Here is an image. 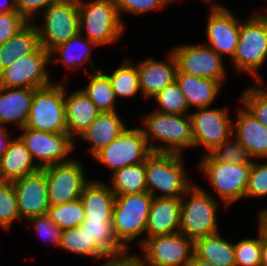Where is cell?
Instances as JSON below:
<instances>
[{"instance_id": "cell-1", "label": "cell", "mask_w": 267, "mask_h": 266, "mask_svg": "<svg viewBox=\"0 0 267 266\" xmlns=\"http://www.w3.org/2000/svg\"><path fill=\"white\" fill-rule=\"evenodd\" d=\"M141 122L143 126L140 128L153 152L184 155L188 148H194L189 114H164L151 110ZM154 140L161 144H152L156 143Z\"/></svg>"}, {"instance_id": "cell-2", "label": "cell", "mask_w": 267, "mask_h": 266, "mask_svg": "<svg viewBox=\"0 0 267 266\" xmlns=\"http://www.w3.org/2000/svg\"><path fill=\"white\" fill-rule=\"evenodd\" d=\"M182 154L153 152L145 161L146 186L152 197L182 198L195 183Z\"/></svg>"}, {"instance_id": "cell-3", "label": "cell", "mask_w": 267, "mask_h": 266, "mask_svg": "<svg viewBox=\"0 0 267 266\" xmlns=\"http://www.w3.org/2000/svg\"><path fill=\"white\" fill-rule=\"evenodd\" d=\"M78 10L79 33L98 47L115 45L125 34L126 23L114 0H78Z\"/></svg>"}, {"instance_id": "cell-4", "label": "cell", "mask_w": 267, "mask_h": 266, "mask_svg": "<svg viewBox=\"0 0 267 266\" xmlns=\"http://www.w3.org/2000/svg\"><path fill=\"white\" fill-rule=\"evenodd\" d=\"M230 61L235 73L251 74L255 81H263L258 70L267 61L266 15L253 12L251 16L241 20L239 41Z\"/></svg>"}, {"instance_id": "cell-5", "label": "cell", "mask_w": 267, "mask_h": 266, "mask_svg": "<svg viewBox=\"0 0 267 266\" xmlns=\"http://www.w3.org/2000/svg\"><path fill=\"white\" fill-rule=\"evenodd\" d=\"M219 202L217 197L195 182L181 198L180 233L195 240L219 232Z\"/></svg>"}, {"instance_id": "cell-6", "label": "cell", "mask_w": 267, "mask_h": 266, "mask_svg": "<svg viewBox=\"0 0 267 266\" xmlns=\"http://www.w3.org/2000/svg\"><path fill=\"white\" fill-rule=\"evenodd\" d=\"M152 199L148 192L115 197L112 226L115 236L127 250L131 241L138 239L136 243L140 246L146 238V225Z\"/></svg>"}, {"instance_id": "cell-7", "label": "cell", "mask_w": 267, "mask_h": 266, "mask_svg": "<svg viewBox=\"0 0 267 266\" xmlns=\"http://www.w3.org/2000/svg\"><path fill=\"white\" fill-rule=\"evenodd\" d=\"M25 127L50 133H68L65 116V81L35 89Z\"/></svg>"}, {"instance_id": "cell-8", "label": "cell", "mask_w": 267, "mask_h": 266, "mask_svg": "<svg viewBox=\"0 0 267 266\" xmlns=\"http://www.w3.org/2000/svg\"><path fill=\"white\" fill-rule=\"evenodd\" d=\"M202 156L198 168L223 205L227 207L245 199L251 164L225 163L214 160L209 154Z\"/></svg>"}, {"instance_id": "cell-9", "label": "cell", "mask_w": 267, "mask_h": 266, "mask_svg": "<svg viewBox=\"0 0 267 266\" xmlns=\"http://www.w3.org/2000/svg\"><path fill=\"white\" fill-rule=\"evenodd\" d=\"M40 15L42 23L36 24L39 41L49 53L79 33L78 0H58Z\"/></svg>"}, {"instance_id": "cell-10", "label": "cell", "mask_w": 267, "mask_h": 266, "mask_svg": "<svg viewBox=\"0 0 267 266\" xmlns=\"http://www.w3.org/2000/svg\"><path fill=\"white\" fill-rule=\"evenodd\" d=\"M152 153L143 130L140 127H128L98 151L93 160L104 164L113 173L123 167L145 162Z\"/></svg>"}, {"instance_id": "cell-11", "label": "cell", "mask_w": 267, "mask_h": 266, "mask_svg": "<svg viewBox=\"0 0 267 266\" xmlns=\"http://www.w3.org/2000/svg\"><path fill=\"white\" fill-rule=\"evenodd\" d=\"M20 131L18 137L40 169L72 159L68 156L76 149V141L68 133H50L27 127Z\"/></svg>"}, {"instance_id": "cell-12", "label": "cell", "mask_w": 267, "mask_h": 266, "mask_svg": "<svg viewBox=\"0 0 267 266\" xmlns=\"http://www.w3.org/2000/svg\"><path fill=\"white\" fill-rule=\"evenodd\" d=\"M50 53L41 45L32 53L17 58L9 67L0 72V86L8 88L37 89L51 81L48 67Z\"/></svg>"}, {"instance_id": "cell-13", "label": "cell", "mask_w": 267, "mask_h": 266, "mask_svg": "<svg viewBox=\"0 0 267 266\" xmlns=\"http://www.w3.org/2000/svg\"><path fill=\"white\" fill-rule=\"evenodd\" d=\"M43 169L50 206L79 199L85 185L91 180L87 177L83 164L75 158Z\"/></svg>"}, {"instance_id": "cell-14", "label": "cell", "mask_w": 267, "mask_h": 266, "mask_svg": "<svg viewBox=\"0 0 267 266\" xmlns=\"http://www.w3.org/2000/svg\"><path fill=\"white\" fill-rule=\"evenodd\" d=\"M211 107L196 108L194 112H189L194 148L201 146L206 150L203 154H208L228 140L233 131V119L228 109Z\"/></svg>"}, {"instance_id": "cell-15", "label": "cell", "mask_w": 267, "mask_h": 266, "mask_svg": "<svg viewBox=\"0 0 267 266\" xmlns=\"http://www.w3.org/2000/svg\"><path fill=\"white\" fill-rule=\"evenodd\" d=\"M177 63V72L220 81L227 79L225 60L208 45L183 44L170 49Z\"/></svg>"}, {"instance_id": "cell-16", "label": "cell", "mask_w": 267, "mask_h": 266, "mask_svg": "<svg viewBox=\"0 0 267 266\" xmlns=\"http://www.w3.org/2000/svg\"><path fill=\"white\" fill-rule=\"evenodd\" d=\"M140 247L146 266H188L194 254L193 240L180 232L145 238Z\"/></svg>"}, {"instance_id": "cell-17", "label": "cell", "mask_w": 267, "mask_h": 266, "mask_svg": "<svg viewBox=\"0 0 267 266\" xmlns=\"http://www.w3.org/2000/svg\"><path fill=\"white\" fill-rule=\"evenodd\" d=\"M208 12L203 43L223 58L228 56L231 60L239 41L241 20L227 6L210 7Z\"/></svg>"}, {"instance_id": "cell-18", "label": "cell", "mask_w": 267, "mask_h": 266, "mask_svg": "<svg viewBox=\"0 0 267 266\" xmlns=\"http://www.w3.org/2000/svg\"><path fill=\"white\" fill-rule=\"evenodd\" d=\"M12 184L17 197L20 221L47 214L50 205L43 168L13 181Z\"/></svg>"}, {"instance_id": "cell-19", "label": "cell", "mask_w": 267, "mask_h": 266, "mask_svg": "<svg viewBox=\"0 0 267 266\" xmlns=\"http://www.w3.org/2000/svg\"><path fill=\"white\" fill-rule=\"evenodd\" d=\"M235 113L232 135L253 160H267V128L242 104Z\"/></svg>"}, {"instance_id": "cell-20", "label": "cell", "mask_w": 267, "mask_h": 266, "mask_svg": "<svg viewBox=\"0 0 267 266\" xmlns=\"http://www.w3.org/2000/svg\"><path fill=\"white\" fill-rule=\"evenodd\" d=\"M165 61L154 57L137 64L139 85L143 98H152L176 80L177 63L171 50Z\"/></svg>"}, {"instance_id": "cell-21", "label": "cell", "mask_w": 267, "mask_h": 266, "mask_svg": "<svg viewBox=\"0 0 267 266\" xmlns=\"http://www.w3.org/2000/svg\"><path fill=\"white\" fill-rule=\"evenodd\" d=\"M181 198L153 197L148 213L146 238L180 232Z\"/></svg>"}, {"instance_id": "cell-22", "label": "cell", "mask_w": 267, "mask_h": 266, "mask_svg": "<svg viewBox=\"0 0 267 266\" xmlns=\"http://www.w3.org/2000/svg\"><path fill=\"white\" fill-rule=\"evenodd\" d=\"M65 84V116L68 134L77 138L97 118L100 111L91 99L81 90L68 91Z\"/></svg>"}, {"instance_id": "cell-23", "label": "cell", "mask_w": 267, "mask_h": 266, "mask_svg": "<svg viewBox=\"0 0 267 266\" xmlns=\"http://www.w3.org/2000/svg\"><path fill=\"white\" fill-rule=\"evenodd\" d=\"M35 89L0 86V125L16 124L18 130L25 127Z\"/></svg>"}, {"instance_id": "cell-24", "label": "cell", "mask_w": 267, "mask_h": 266, "mask_svg": "<svg viewBox=\"0 0 267 266\" xmlns=\"http://www.w3.org/2000/svg\"><path fill=\"white\" fill-rule=\"evenodd\" d=\"M119 116L117 111L100 112L79 137L90 145L88 152L92 157L129 127Z\"/></svg>"}, {"instance_id": "cell-25", "label": "cell", "mask_w": 267, "mask_h": 266, "mask_svg": "<svg viewBox=\"0 0 267 266\" xmlns=\"http://www.w3.org/2000/svg\"><path fill=\"white\" fill-rule=\"evenodd\" d=\"M115 197L109 184L91 178L80 196L85 210L84 220H112Z\"/></svg>"}, {"instance_id": "cell-26", "label": "cell", "mask_w": 267, "mask_h": 266, "mask_svg": "<svg viewBox=\"0 0 267 266\" xmlns=\"http://www.w3.org/2000/svg\"><path fill=\"white\" fill-rule=\"evenodd\" d=\"M97 46L98 45L95 42H92L78 33L76 36L58 45L50 52V62L63 64L65 69L67 68L70 72H76L78 68H81L88 63L93 68V71L99 70L95 68L94 62L91 59L92 48H96Z\"/></svg>"}, {"instance_id": "cell-27", "label": "cell", "mask_w": 267, "mask_h": 266, "mask_svg": "<svg viewBox=\"0 0 267 266\" xmlns=\"http://www.w3.org/2000/svg\"><path fill=\"white\" fill-rule=\"evenodd\" d=\"M176 81L183 91L189 109L211 106L224 87L220 81L182 72L176 73Z\"/></svg>"}, {"instance_id": "cell-28", "label": "cell", "mask_w": 267, "mask_h": 266, "mask_svg": "<svg viewBox=\"0 0 267 266\" xmlns=\"http://www.w3.org/2000/svg\"><path fill=\"white\" fill-rule=\"evenodd\" d=\"M39 169L25 144L15 136L0 158V180L13 182Z\"/></svg>"}, {"instance_id": "cell-29", "label": "cell", "mask_w": 267, "mask_h": 266, "mask_svg": "<svg viewBox=\"0 0 267 266\" xmlns=\"http://www.w3.org/2000/svg\"><path fill=\"white\" fill-rule=\"evenodd\" d=\"M196 257L215 266H236L234 242L223 238L219 232L193 240Z\"/></svg>"}, {"instance_id": "cell-30", "label": "cell", "mask_w": 267, "mask_h": 266, "mask_svg": "<svg viewBox=\"0 0 267 266\" xmlns=\"http://www.w3.org/2000/svg\"><path fill=\"white\" fill-rule=\"evenodd\" d=\"M39 46L36 25L28 22L6 43L0 45V72L9 67L17 58L32 53Z\"/></svg>"}, {"instance_id": "cell-31", "label": "cell", "mask_w": 267, "mask_h": 266, "mask_svg": "<svg viewBox=\"0 0 267 266\" xmlns=\"http://www.w3.org/2000/svg\"><path fill=\"white\" fill-rule=\"evenodd\" d=\"M80 226L109 258L129 253L115 236L112 220H84Z\"/></svg>"}, {"instance_id": "cell-32", "label": "cell", "mask_w": 267, "mask_h": 266, "mask_svg": "<svg viewBox=\"0 0 267 266\" xmlns=\"http://www.w3.org/2000/svg\"><path fill=\"white\" fill-rule=\"evenodd\" d=\"M109 177H111L109 187L115 195L148 192L145 162L123 167Z\"/></svg>"}, {"instance_id": "cell-33", "label": "cell", "mask_w": 267, "mask_h": 266, "mask_svg": "<svg viewBox=\"0 0 267 266\" xmlns=\"http://www.w3.org/2000/svg\"><path fill=\"white\" fill-rule=\"evenodd\" d=\"M61 250L69 251L68 253L76 256H85L94 258V260H103L105 264L110 258L91 240L86 230L81 226L63 230L60 247Z\"/></svg>"}, {"instance_id": "cell-34", "label": "cell", "mask_w": 267, "mask_h": 266, "mask_svg": "<svg viewBox=\"0 0 267 266\" xmlns=\"http://www.w3.org/2000/svg\"><path fill=\"white\" fill-rule=\"evenodd\" d=\"M89 75V82L87 86L81 89L96 105L100 112H115L117 111V99L111 86L108 76L103 70L92 71Z\"/></svg>"}, {"instance_id": "cell-35", "label": "cell", "mask_w": 267, "mask_h": 266, "mask_svg": "<svg viewBox=\"0 0 267 266\" xmlns=\"http://www.w3.org/2000/svg\"><path fill=\"white\" fill-rule=\"evenodd\" d=\"M103 72L108 76L111 82L117 101L118 97H120V99L132 98L138 93L141 94L138 68L130 58L122 60L121 65L115 68L114 71L112 70V72H109V74H107V71Z\"/></svg>"}, {"instance_id": "cell-36", "label": "cell", "mask_w": 267, "mask_h": 266, "mask_svg": "<svg viewBox=\"0 0 267 266\" xmlns=\"http://www.w3.org/2000/svg\"><path fill=\"white\" fill-rule=\"evenodd\" d=\"M47 215L61 229H70L80 226L85 219V210L79 199L65 204L50 206Z\"/></svg>"}, {"instance_id": "cell-37", "label": "cell", "mask_w": 267, "mask_h": 266, "mask_svg": "<svg viewBox=\"0 0 267 266\" xmlns=\"http://www.w3.org/2000/svg\"><path fill=\"white\" fill-rule=\"evenodd\" d=\"M153 98L159 104L154 109L157 112L176 115L189 114L188 112L190 110L186 98L176 80L169 86H166Z\"/></svg>"}, {"instance_id": "cell-38", "label": "cell", "mask_w": 267, "mask_h": 266, "mask_svg": "<svg viewBox=\"0 0 267 266\" xmlns=\"http://www.w3.org/2000/svg\"><path fill=\"white\" fill-rule=\"evenodd\" d=\"M264 81L254 82L240 95V104L251 112L267 128V87ZM262 86V87H261Z\"/></svg>"}, {"instance_id": "cell-39", "label": "cell", "mask_w": 267, "mask_h": 266, "mask_svg": "<svg viewBox=\"0 0 267 266\" xmlns=\"http://www.w3.org/2000/svg\"><path fill=\"white\" fill-rule=\"evenodd\" d=\"M15 221H20L17 197L12 182H0V227L10 230Z\"/></svg>"}, {"instance_id": "cell-40", "label": "cell", "mask_w": 267, "mask_h": 266, "mask_svg": "<svg viewBox=\"0 0 267 266\" xmlns=\"http://www.w3.org/2000/svg\"><path fill=\"white\" fill-rule=\"evenodd\" d=\"M255 238H244L234 243L236 266H261V226L257 224Z\"/></svg>"}, {"instance_id": "cell-41", "label": "cell", "mask_w": 267, "mask_h": 266, "mask_svg": "<svg viewBox=\"0 0 267 266\" xmlns=\"http://www.w3.org/2000/svg\"><path fill=\"white\" fill-rule=\"evenodd\" d=\"M208 154L214 160L225 163L252 164L253 162L247 150L233 135Z\"/></svg>"}, {"instance_id": "cell-42", "label": "cell", "mask_w": 267, "mask_h": 266, "mask_svg": "<svg viewBox=\"0 0 267 266\" xmlns=\"http://www.w3.org/2000/svg\"><path fill=\"white\" fill-rule=\"evenodd\" d=\"M267 196V161L253 160L249 173L245 198H264Z\"/></svg>"}, {"instance_id": "cell-43", "label": "cell", "mask_w": 267, "mask_h": 266, "mask_svg": "<svg viewBox=\"0 0 267 266\" xmlns=\"http://www.w3.org/2000/svg\"><path fill=\"white\" fill-rule=\"evenodd\" d=\"M170 2L175 3L174 0H114L120 17L125 13L138 17L153 10L164 9Z\"/></svg>"}, {"instance_id": "cell-44", "label": "cell", "mask_w": 267, "mask_h": 266, "mask_svg": "<svg viewBox=\"0 0 267 266\" xmlns=\"http://www.w3.org/2000/svg\"><path fill=\"white\" fill-rule=\"evenodd\" d=\"M29 225L34 226L33 229L39 234V236L47 242L53 244L57 248L60 247V240L63 233V229L57 226L50 220L47 214L38 215L27 220Z\"/></svg>"}, {"instance_id": "cell-45", "label": "cell", "mask_w": 267, "mask_h": 266, "mask_svg": "<svg viewBox=\"0 0 267 266\" xmlns=\"http://www.w3.org/2000/svg\"><path fill=\"white\" fill-rule=\"evenodd\" d=\"M27 23L18 11L0 13V45L6 43Z\"/></svg>"}, {"instance_id": "cell-46", "label": "cell", "mask_w": 267, "mask_h": 266, "mask_svg": "<svg viewBox=\"0 0 267 266\" xmlns=\"http://www.w3.org/2000/svg\"><path fill=\"white\" fill-rule=\"evenodd\" d=\"M58 0H15L17 11L28 21L34 22L35 16ZM41 10V11H40ZM39 12V13H38Z\"/></svg>"}, {"instance_id": "cell-47", "label": "cell", "mask_w": 267, "mask_h": 266, "mask_svg": "<svg viewBox=\"0 0 267 266\" xmlns=\"http://www.w3.org/2000/svg\"><path fill=\"white\" fill-rule=\"evenodd\" d=\"M101 266H146V263L136 253H128L121 257L110 258Z\"/></svg>"}, {"instance_id": "cell-48", "label": "cell", "mask_w": 267, "mask_h": 266, "mask_svg": "<svg viewBox=\"0 0 267 266\" xmlns=\"http://www.w3.org/2000/svg\"><path fill=\"white\" fill-rule=\"evenodd\" d=\"M9 129L6 128V126H2L0 125V158L2 157V155L6 152L10 142L13 140V138H11L9 131Z\"/></svg>"}, {"instance_id": "cell-49", "label": "cell", "mask_w": 267, "mask_h": 266, "mask_svg": "<svg viewBox=\"0 0 267 266\" xmlns=\"http://www.w3.org/2000/svg\"><path fill=\"white\" fill-rule=\"evenodd\" d=\"M261 264L267 266V234L261 227Z\"/></svg>"}, {"instance_id": "cell-50", "label": "cell", "mask_w": 267, "mask_h": 266, "mask_svg": "<svg viewBox=\"0 0 267 266\" xmlns=\"http://www.w3.org/2000/svg\"><path fill=\"white\" fill-rule=\"evenodd\" d=\"M17 11L15 0H0V13Z\"/></svg>"}, {"instance_id": "cell-51", "label": "cell", "mask_w": 267, "mask_h": 266, "mask_svg": "<svg viewBox=\"0 0 267 266\" xmlns=\"http://www.w3.org/2000/svg\"><path fill=\"white\" fill-rule=\"evenodd\" d=\"M258 223L259 225L265 230V233L267 234V208H263L260 210L258 214Z\"/></svg>"}, {"instance_id": "cell-52", "label": "cell", "mask_w": 267, "mask_h": 266, "mask_svg": "<svg viewBox=\"0 0 267 266\" xmlns=\"http://www.w3.org/2000/svg\"><path fill=\"white\" fill-rule=\"evenodd\" d=\"M188 266H215V265L199 257H196L193 254L190 262L188 263Z\"/></svg>"}, {"instance_id": "cell-53", "label": "cell", "mask_w": 267, "mask_h": 266, "mask_svg": "<svg viewBox=\"0 0 267 266\" xmlns=\"http://www.w3.org/2000/svg\"><path fill=\"white\" fill-rule=\"evenodd\" d=\"M201 1L205 2V4H209V8H210V6L211 7H224V4H221V2L216 3V0H201ZM217 2H218V0H217Z\"/></svg>"}, {"instance_id": "cell-54", "label": "cell", "mask_w": 267, "mask_h": 266, "mask_svg": "<svg viewBox=\"0 0 267 266\" xmlns=\"http://www.w3.org/2000/svg\"><path fill=\"white\" fill-rule=\"evenodd\" d=\"M255 13H258V14H261V15H266L267 16V7H266V9L264 10V12L262 11H256Z\"/></svg>"}]
</instances>
